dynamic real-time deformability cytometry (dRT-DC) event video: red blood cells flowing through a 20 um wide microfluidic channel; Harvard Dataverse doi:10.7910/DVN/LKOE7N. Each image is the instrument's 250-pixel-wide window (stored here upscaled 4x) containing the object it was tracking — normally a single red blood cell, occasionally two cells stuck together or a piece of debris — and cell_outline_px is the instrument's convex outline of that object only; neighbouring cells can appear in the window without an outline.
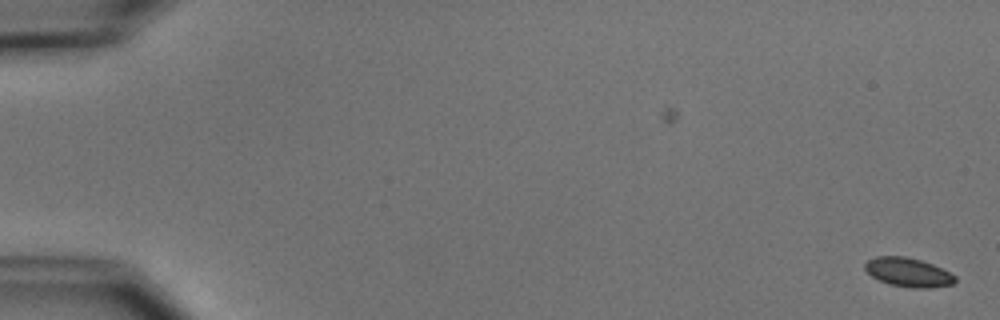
{"species": "common noctule bat (a hibernating species)", "species_latin": "Nyctalus noctula", "temperature_condition": "cold", "stored_images_in_passage": 55, "camera_frame_rate_fps": 3000, "um_per_image_px": 0.085, "animal": {"sex": "male", "body_mass_g": 15.6}, "frame": {"image": 1, "passage_image": 1, "time_ms": 0.0, "image_size_px": [1000, 320], "cell_outline_px": [[956, 280], [952, 284], [928, 288], [912, 288], [888, 284], [872, 276], [864, 268], [864, 264], [868, 260], [876, 256], [904, 256], [920, 260], [932, 264], [956, 276]], "centroid_in_image_um": [77.18, 23.14], "position_along_channel_um": 7.8, "area_um2": 15.09}}
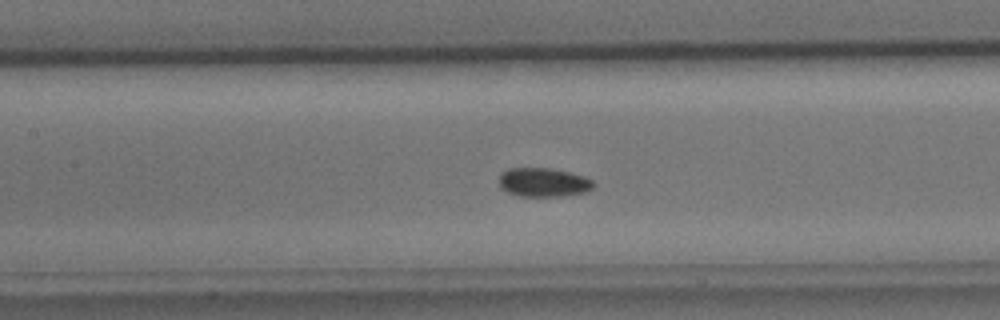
{"frame": {"image": 2, "passage_image": 26, "time_ms": 8.333, "image_size_px": [1000, 320], "cell_outline_px": [[596, 184], [588, 192], [564, 196], [520, 196], [508, 192], [500, 188], [500, 172], [508, 168], [552, 168], [584, 176], [592, 180]], "centroid_in_image_um": [46.21, 15.5], "position_along_channel_um": 161.2, "area_um2": 16.07}}
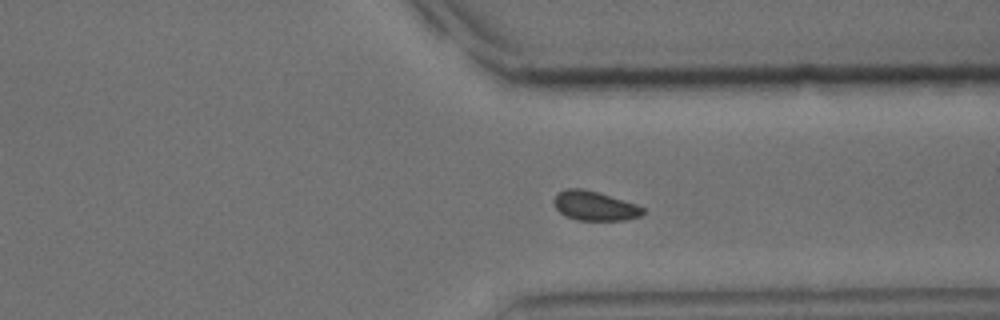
{"frame": {"image": 3, "passage_image": 42, "time_ms": 13.667, "image_size_px": [1000, 320], "cell_outline_px": [[644, 212], [640, 216], [628, 220], [576, 220], [564, 216], [552, 204], [552, 200], [560, 192], [568, 188], [580, 188], [596, 192], [636, 204], [644, 208]], "centroid_in_image_um": [50.52, 17.52], "position_along_channel_um": 360.9, "area_um2": 15.14}, "authors_computed_cell_mechanics": {"area_um2": 15.5482, "velocity_mm_per_s": 3.7412, "shape_relaxation_time_tau1_ms": null, "shape_relaxation_time_tau2_ms": 8.2515, "deformation_change_tau1": null, "deformation_change_tau2": 0.0759}}